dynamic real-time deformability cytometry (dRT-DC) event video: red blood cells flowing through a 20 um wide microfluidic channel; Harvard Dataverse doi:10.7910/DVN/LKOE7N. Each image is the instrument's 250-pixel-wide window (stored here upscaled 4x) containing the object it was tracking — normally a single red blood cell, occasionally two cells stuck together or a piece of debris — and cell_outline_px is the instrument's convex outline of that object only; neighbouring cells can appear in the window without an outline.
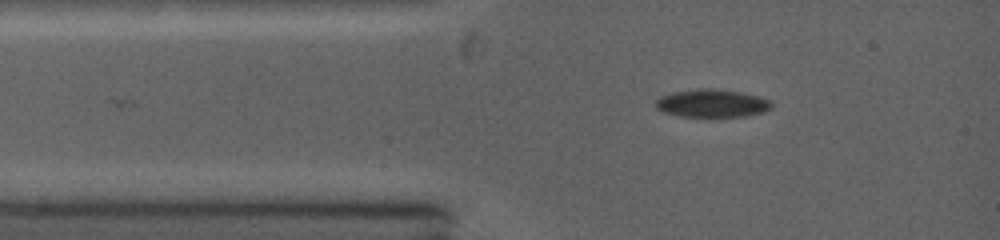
{"species": "common noctule bat (a hibernating species)", "species_latin": "Nyctalus noctula", "temperature_condition": "warm", "stored_images_in_passage": 46, "camera_frame_rate_fps": 5000, "um_per_image_px": 0.085, "animal": {"sex": "female", "body_mass_g": 19.0, "forearm_length_mm": 53.3}, "frame": {"image": 1, "passage_image": 1, "time_ms": 0.0, "image_size_px": [1000, 240], "cell_outline_px": [[772, 108], [764, 112], [748, 116], [712, 120], [708, 120], [676, 116], [664, 112], [656, 108], [656, 100], [660, 96], [676, 92], [700, 88], [736, 92], [756, 96], [768, 100], [772, 104]], "centroid_in_image_um": [60.49, 8.87], "position_along_channel_um": 24.5, "area_um2": 19.48}}
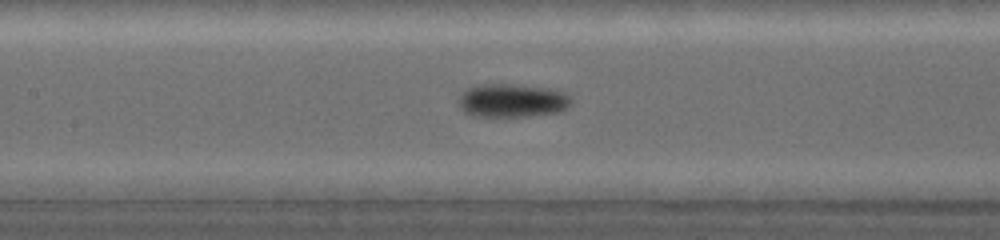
{"frame": {"image": 2, "passage_image": 20, "time_ms": 3.6, "image_size_px": [1000, 240], "cell_outline_px": [[568, 108], [560, 112], [532, 116], [472, 116], [464, 112], [460, 108], [460, 96], [468, 88], [532, 88], [560, 92], [568, 100]], "centroid_in_image_um": [43.5, 8.67], "position_along_channel_um": 163.9, "area_um2": 19.71}}
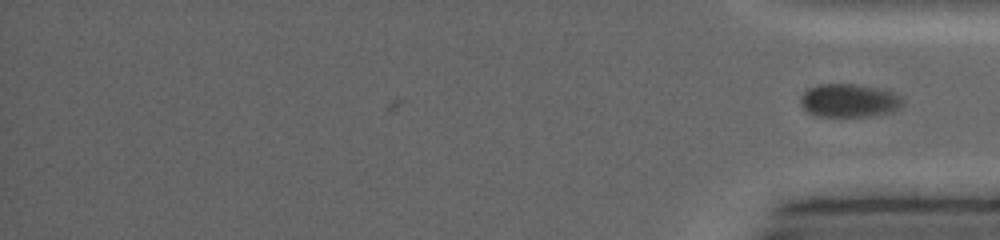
{"frame": {"image": 3, "passage_image": 46, "time_ms": 8.2, "image_size_px": [1000, 240], "cell_outline_px": [[904, 104], [900, 108], [892, 112], [864, 116], [816, 116], [808, 112], [800, 104], [800, 96], [808, 88], [816, 84], [856, 84], [876, 88], [892, 92], [900, 96], [904, 100]], "centroid_in_image_um": [72.16, 8.54], "position_along_channel_um": 363.0, "area_um2": 19.88}, "authors_computed_cell_mechanics": {"area_um2": 19.652, "velocity_mm_per_s": 4.3148, "shape_relaxation_time_tau1_ms": 7.8613, "shape_relaxation_time_tau2_ms": null, "deformation_change_tau1": 0.1357, "deformation_change_tau2": null}}